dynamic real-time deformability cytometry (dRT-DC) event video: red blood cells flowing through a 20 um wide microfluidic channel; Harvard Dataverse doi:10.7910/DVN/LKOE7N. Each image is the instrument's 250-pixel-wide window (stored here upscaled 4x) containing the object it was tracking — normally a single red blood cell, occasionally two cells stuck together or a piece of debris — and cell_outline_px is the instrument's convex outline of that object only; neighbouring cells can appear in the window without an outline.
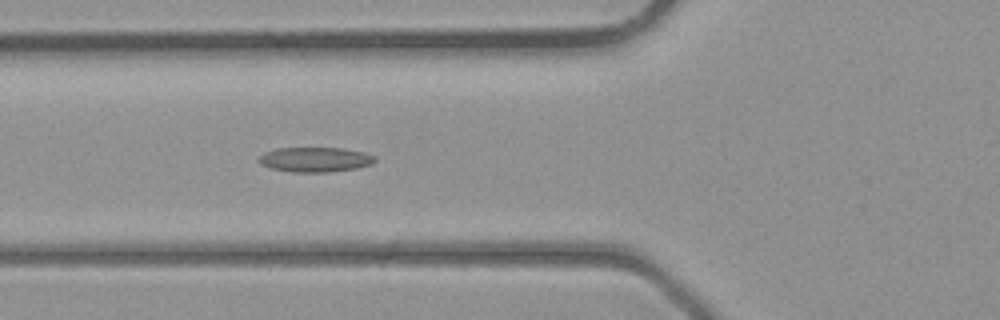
{"species": "common noctule bat (a hibernating species)", "species_latin": "Nyctalus noctula", "temperature_condition": "room temperature", "stored_images_in_passage": 35, "camera_frame_rate_fps": 3000, "um_per_image_px": 0.085, "animal": {"sex": "male", "body_mass_g": 23.1, "forearm_length_mm": 52.7}, "frame": {"image": 1, "passage_image": 8, "time_ms": 2.333, "image_size_px": [1000, 320], "cell_outline_px": [[376, 160], [372, 164], [356, 168], [328, 172], [292, 172], [272, 168], [260, 164], [256, 160], [264, 152], [276, 148], [344, 148], [364, 152], [376, 156]], "centroid_in_image_um": [26.78, 13.55], "position_along_channel_um": 99.0, "area_um2": 16.88}}
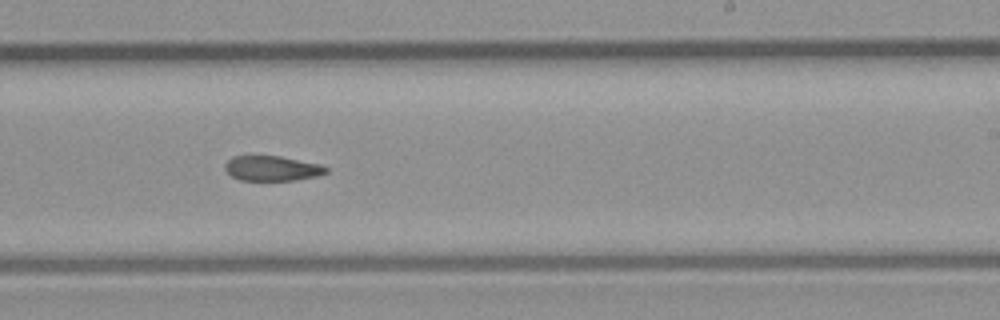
{"frame": {"image": 2, "passage_image": 18, "time_ms": 5.667, "image_size_px": [1000, 320], "cell_outline_px": [[328, 172], [316, 176], [296, 180], [240, 180], [232, 176], [224, 168], [224, 164], [232, 156], [280, 156], [320, 164], [328, 168]], "centroid_in_image_um": [23.12, 14.31], "position_along_channel_um": 265.9, "area_um2": 14.68}}
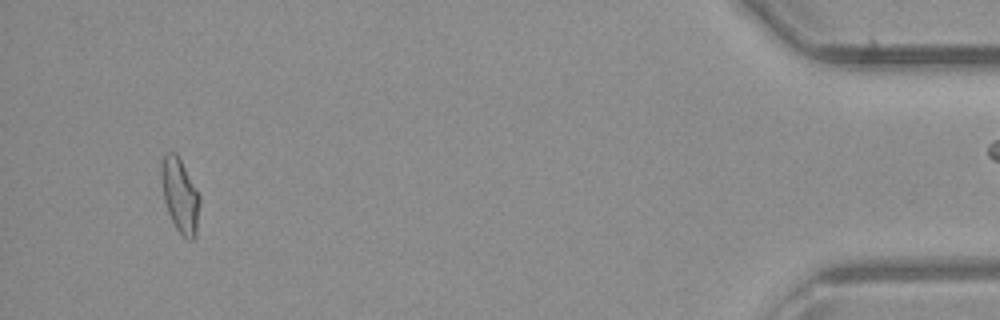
{"frame": {"image": 3, "passage_image": 32, "time_ms": 10.333, "image_size_px": [1000, 320], "cell_outline_px": [[200, 204], [196, 236], [192, 240], [188, 240], [176, 228], [168, 212], [164, 200], [160, 176], [160, 164], [164, 156], [168, 152], [176, 152], [196, 188], [200, 196]], "centroid_in_image_um": [15.3, 16.61], "position_along_channel_um": 419.9, "area_um2": 16.59}}